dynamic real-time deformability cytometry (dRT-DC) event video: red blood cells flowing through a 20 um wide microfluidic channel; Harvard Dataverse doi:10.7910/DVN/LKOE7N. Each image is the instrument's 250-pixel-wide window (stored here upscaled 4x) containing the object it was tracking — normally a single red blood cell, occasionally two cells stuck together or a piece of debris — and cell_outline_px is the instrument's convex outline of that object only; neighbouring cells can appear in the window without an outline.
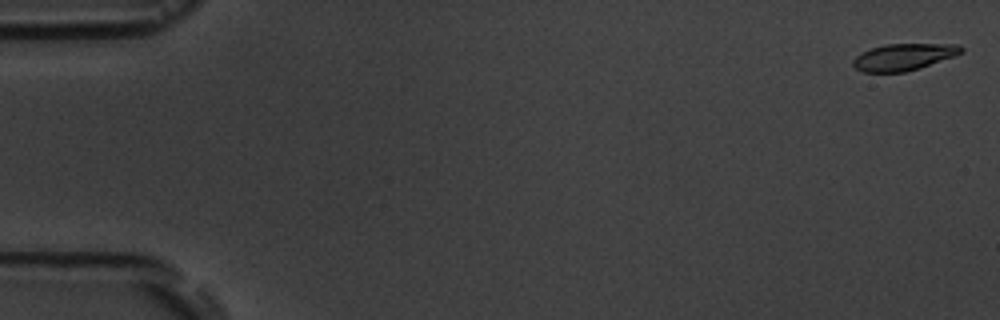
{"species": "common noctule bat (a hibernating species)", "species_latin": "Nyctalus noctula", "temperature_condition": "room temperature", "stored_images_in_passage": 7, "camera_frame_rate_fps": 3000, "um_per_image_px": 0.085, "animal": {"sex": "male", "body_mass_g": 19.5, "forearm_length_mm": 54.6}, "frame": {"image": 1, "passage_image": 1, "time_ms": 0.0, "image_size_px": [1000, 320], "cell_outline_px": [[964, 52], [920, 68], [904, 72], [864, 72], [856, 68], [852, 64], [852, 60], [856, 56], [872, 48], [888, 44], [960, 44], [964, 48]], "centroid_in_image_um": [76.84, 4.84], "position_along_channel_um": 8.2, "area_um2": 16.7}}
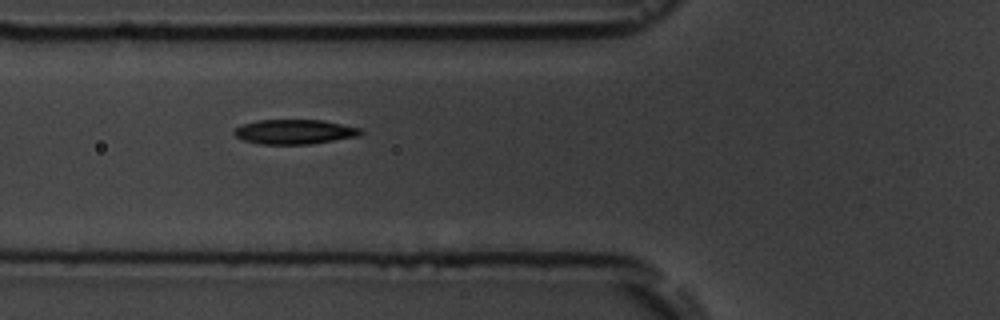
{"frame": {"image": 2, "passage_image": 6, "time_ms": 6.667, "image_size_px": [1000, 320], "cell_outline_px": [[364, 132], [360, 136], [312, 144], [260, 144], [244, 140], [236, 136], [232, 132], [236, 128], [244, 124], [256, 120], [324, 120], [364, 128]], "centroid_in_image_um": [25.12, 11.2], "position_along_channel_um": 100.7, "area_um2": 18.38}}
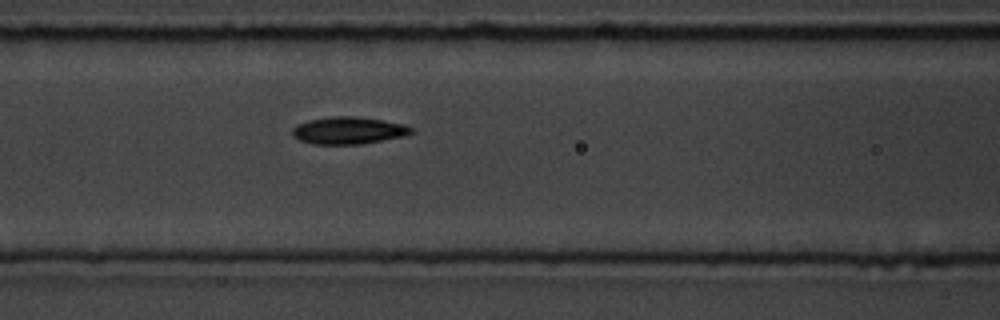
{"frame": {"image": 3, "passage_image": 7, "time_ms": 7.667, "image_size_px": [1000, 320], "cell_outline_px": [[416, 132], [404, 136], [364, 144], [312, 144], [300, 140], [292, 136], [292, 128], [296, 124], [308, 120], [328, 116], [356, 116], [384, 120], [404, 124], [416, 128]], "centroid_in_image_um": [29.65, 11.08], "position_along_channel_um": 136.9, "area_um2": 19.31}}